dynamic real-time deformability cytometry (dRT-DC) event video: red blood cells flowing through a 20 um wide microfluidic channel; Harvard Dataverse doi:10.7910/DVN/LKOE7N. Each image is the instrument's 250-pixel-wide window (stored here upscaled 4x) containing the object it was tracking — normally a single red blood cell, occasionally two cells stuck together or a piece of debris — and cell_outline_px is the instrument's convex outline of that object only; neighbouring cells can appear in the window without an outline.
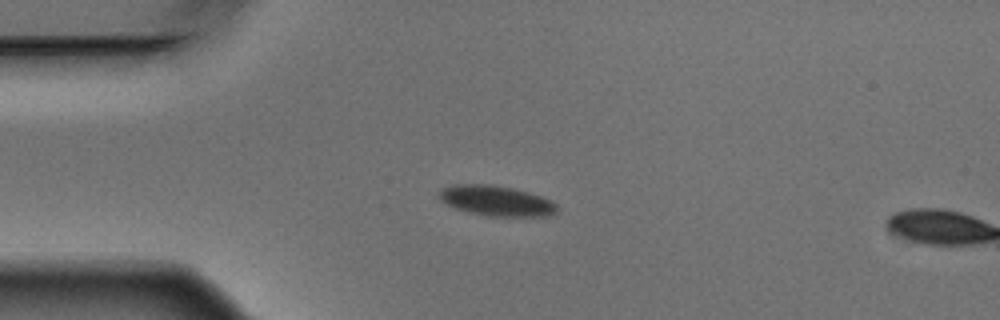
{"species": "Egyptian fruit bat (a non-hibernating species)", "species_latin": "Rousettus aegyptiacus", "temperature_condition": "warm", "stored_images_in_passage": 2, "camera_frame_rate_fps": 3000, "um_per_image_px": 0.085, "animal": {"sex": "male"}, "frame": {"image": 1, "passage_image": 1, "time_ms": 0.0, "image_size_px": [1000, 320], "cell_outline_px": [[556, 212], [552, 216], [488, 216], [468, 212], [456, 208], [440, 200], [436, 196], [436, 192], [440, 188], [452, 184], [492, 184], [516, 188], [552, 200], [556, 204]], "centroid_in_image_um": [42.14, 17.05], "position_along_channel_um": 42.9, "area_um2": 21.15}}